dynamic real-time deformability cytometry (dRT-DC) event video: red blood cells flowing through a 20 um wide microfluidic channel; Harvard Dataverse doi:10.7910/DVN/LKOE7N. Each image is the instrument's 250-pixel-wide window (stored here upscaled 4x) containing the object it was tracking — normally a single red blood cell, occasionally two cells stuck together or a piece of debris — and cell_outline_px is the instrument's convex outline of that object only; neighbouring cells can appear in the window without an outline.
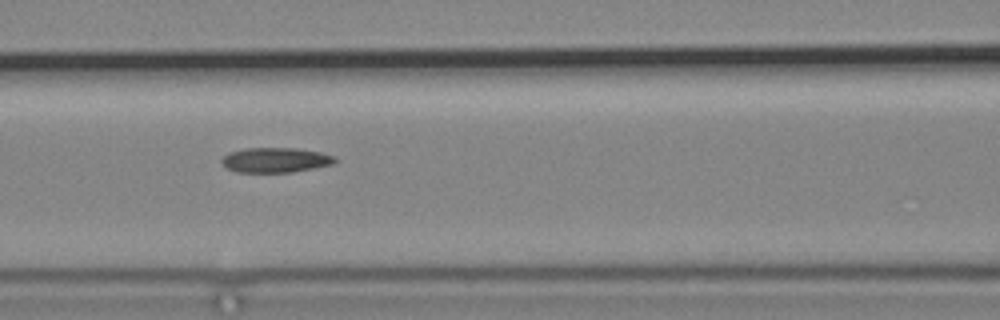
{"species": "common noctule bat (a hibernating species)", "species_latin": "Nyctalus noctula", "temperature_condition": "cold", "stored_images_in_passage": 13, "camera_frame_rate_fps": 3000, "um_per_image_px": 0.085, "animal": {"sex": "male", "body_mass_g": 19.2, "forearm_length_mm": 51.8}, "frame": {"image": 1, "passage_image": 4, "time_ms": 3.333, "image_size_px": [1000, 320], "cell_outline_px": [[336, 160], [332, 164], [316, 168], [292, 172], [236, 172], [228, 168], [220, 160], [228, 152], [244, 148], [296, 148], [320, 152], [336, 156]], "centroid_in_image_um": [23.42, 13.6], "position_along_channel_um": 143.2, "area_um2": 16.47}}
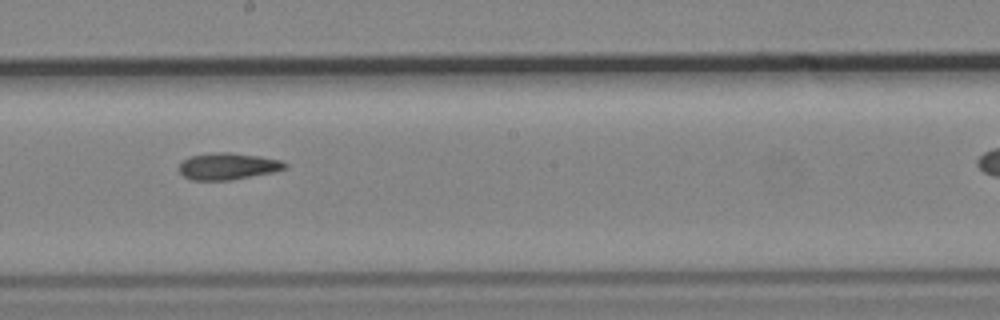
{"frame": {"image": 2, "passage_image": 6, "time_ms": 5.667, "image_size_px": [1000, 320], "cell_outline_px": [[288, 168], [272, 172], [232, 180], [192, 180], [184, 176], [180, 172], [180, 164], [188, 156], [212, 152], [228, 152], [260, 156], [280, 160], [288, 164]], "centroid_in_image_um": [19.38, 14.12], "position_along_channel_um": 228.8, "area_um2": 16.53}}